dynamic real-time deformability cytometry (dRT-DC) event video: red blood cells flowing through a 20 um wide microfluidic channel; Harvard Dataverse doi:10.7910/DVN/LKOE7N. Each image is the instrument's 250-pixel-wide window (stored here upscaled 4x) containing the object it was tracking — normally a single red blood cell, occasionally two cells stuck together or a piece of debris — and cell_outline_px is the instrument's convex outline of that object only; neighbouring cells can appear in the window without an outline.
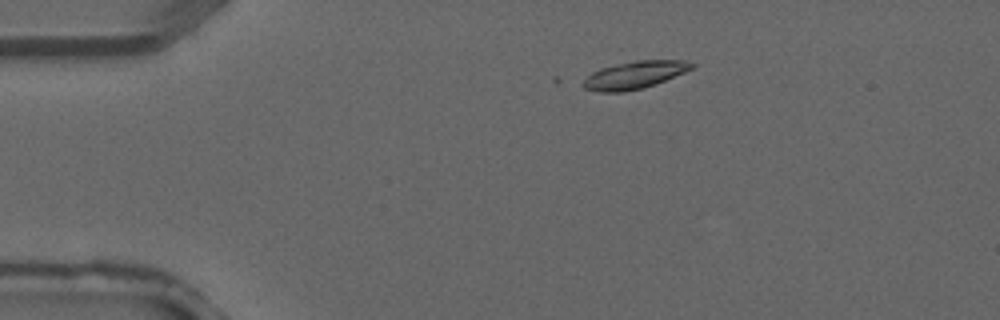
{"species": "common noctule bat (a hibernating species)", "species_latin": "Nyctalus noctula", "temperature_condition": "warm", "stored_images_in_passage": 2, "camera_frame_rate_fps": 3000, "um_per_image_px": 0.085, "animal": {"sex": "male", "forearm_length_mm": 52.5}, "frame": {"image": 1, "passage_image": 2, "time_ms": 0.333, "image_size_px": [1000, 320], "cell_outline_px": [[696, 64], [692, 68], [684, 72], [656, 84], [644, 88], [624, 92], [600, 92], [584, 88], [580, 84], [592, 72], [600, 68], [616, 64], [636, 60], [684, 60]], "centroid_in_image_um": [53.92, 6.38], "position_along_channel_um": 31.1, "area_um2": 17.46}}